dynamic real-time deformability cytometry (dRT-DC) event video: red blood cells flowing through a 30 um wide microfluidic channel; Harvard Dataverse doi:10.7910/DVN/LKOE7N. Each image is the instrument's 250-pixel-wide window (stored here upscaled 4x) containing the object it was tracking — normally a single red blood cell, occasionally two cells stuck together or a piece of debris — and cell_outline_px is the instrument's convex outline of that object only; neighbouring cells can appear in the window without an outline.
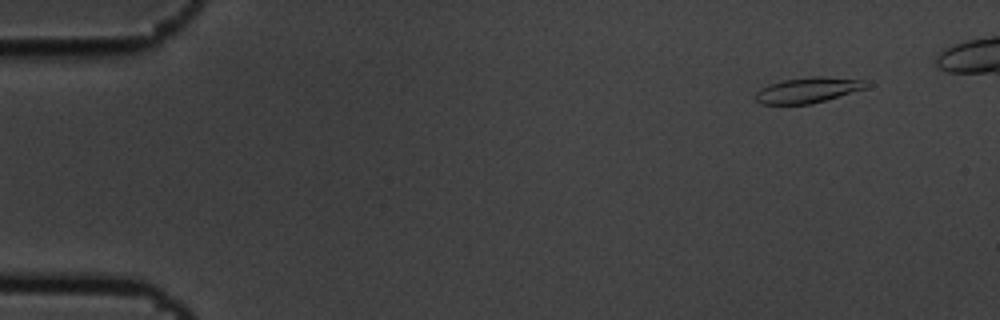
{"species": "common noctule bat (a hibernating species)", "species_latin": "Nyctalus noctula", "temperature_condition": "cold", "stored_images_in_passage": 5, "camera_frame_rate_fps": 3000, "um_per_image_px": 0.085, "animal": {"sex": "male", "body_mass_g": 19.5, "forearm_length_mm": 54.6}, "frame": {"image": 1, "passage_image": 1, "time_ms": 0.0, "image_size_px": [1000, 320], "cell_outline_px": [[872, 84], [864, 88], [812, 104], [760, 104], [756, 100], [756, 92], [760, 88], [768, 84], [784, 80], [812, 76], [824, 76], [864, 80]], "centroid_in_image_um": [68.65, 7.65], "position_along_channel_um": 16.4, "area_um2": 16.36}}